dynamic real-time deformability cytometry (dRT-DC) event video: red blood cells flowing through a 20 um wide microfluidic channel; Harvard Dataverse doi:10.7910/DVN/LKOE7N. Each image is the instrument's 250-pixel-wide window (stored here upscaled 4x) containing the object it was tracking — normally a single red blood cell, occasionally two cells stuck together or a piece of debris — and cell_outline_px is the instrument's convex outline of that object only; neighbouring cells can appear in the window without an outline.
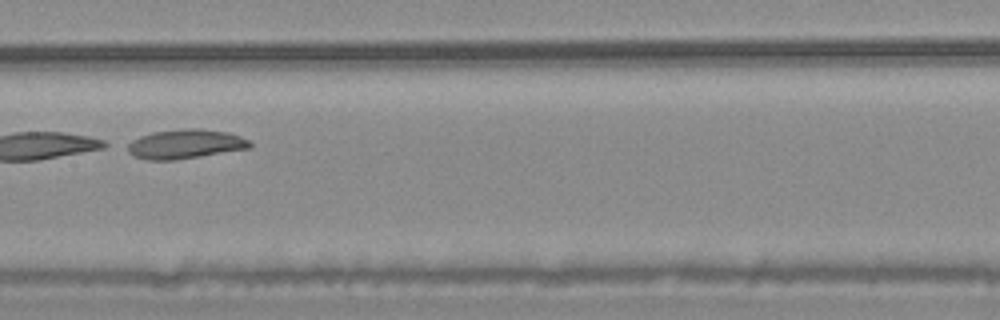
{"species": "common noctule bat (a hibernating species)", "species_latin": "Nyctalus noctula", "temperature_condition": "warm", "stored_images_in_passage": 8, "camera_frame_rate_fps": 3000, "um_per_image_px": 0.085, "animal": {"sex": "male", "body_mass_g": 20.4}, "frame": {"image": 1, "passage_image": 6, "time_ms": 1.667, "image_size_px": [1000, 320], "cell_outline_px": [[252, 148], [176, 160], [148, 160], [136, 156], [128, 152], [124, 144], [140, 136], [152, 132], [188, 128], [200, 128], [228, 132], [240, 136], [248, 140], [252, 144]], "centroid_in_image_um": [15.74, 12.24], "position_along_channel_um": 191.7, "area_um2": 21.1}}
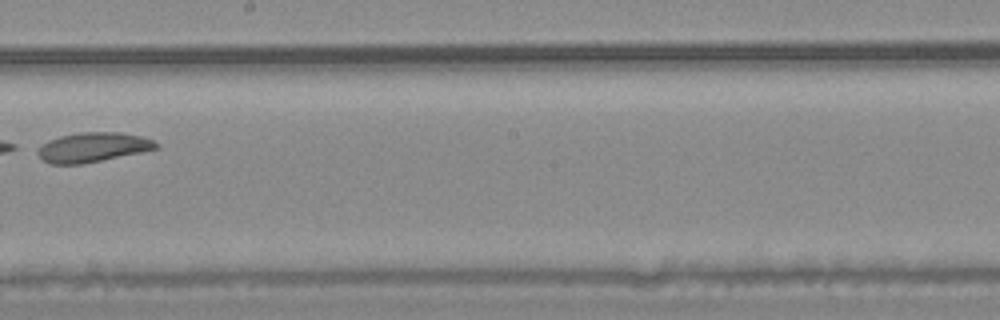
{"frame": {"image": 2, "passage_image": 7, "time_ms": 2.0, "image_size_px": [1000, 320], "cell_outline_px": [[160, 148], [80, 164], [52, 164], [44, 160], [36, 152], [36, 148], [60, 136], [80, 132], [120, 132], [140, 136], [152, 140], [160, 144]], "centroid_in_image_um": [7.91, 12.51], "position_along_channel_um": 240.3, "area_um2": 20.06}}